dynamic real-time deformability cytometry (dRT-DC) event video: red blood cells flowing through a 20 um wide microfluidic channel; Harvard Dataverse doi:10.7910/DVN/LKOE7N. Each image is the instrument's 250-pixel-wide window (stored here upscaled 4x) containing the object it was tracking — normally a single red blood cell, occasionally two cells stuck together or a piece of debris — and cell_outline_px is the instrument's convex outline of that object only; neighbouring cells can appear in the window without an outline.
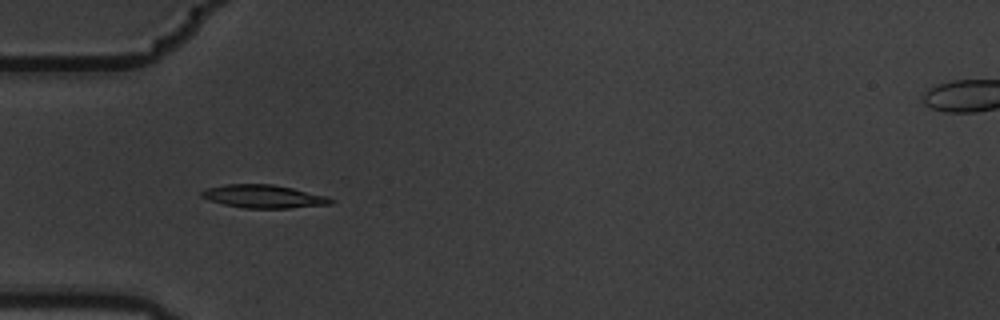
{"species": "common noctule bat (a hibernating species)", "species_latin": "Nyctalus noctula", "temperature_condition": "warm", "stored_images_in_passage": 9, "camera_frame_rate_fps": 3000, "um_per_image_px": 0.085, "animal": {"sex": "male", "body_mass_g": 19.5, "forearm_length_mm": 54.6}, "frame": {"image": 1, "passage_image": 6, "time_ms": 1.667, "image_size_px": [1000, 320], "cell_outline_px": [[336, 200], [332, 204], [288, 208], [244, 208], [224, 204], [208, 200], [200, 196], [200, 192], [204, 188], [224, 184], [272, 184], [292, 188], [328, 196]], "centroid_in_image_um": [22.39, 16.69], "position_along_channel_um": 62.6, "area_um2": 17.57}}
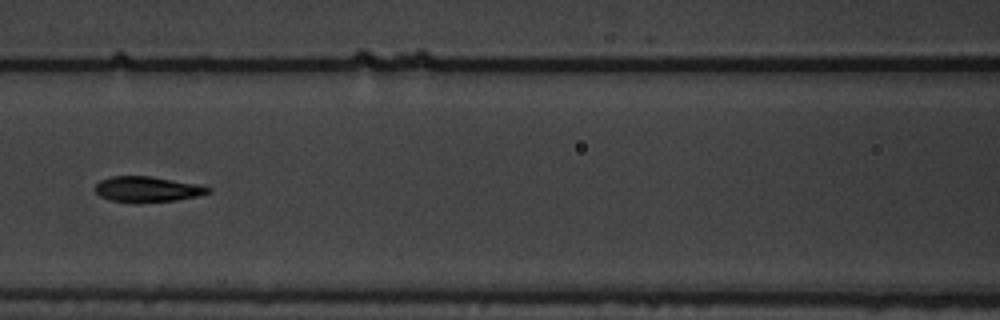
{"frame": {"image": 2, "passage_image": 8, "time_ms": 2.333, "image_size_px": [1000, 320], "cell_outline_px": [[212, 192], [200, 196], [176, 200], [136, 204], [132, 204], [112, 200], [100, 196], [92, 188], [100, 180], [112, 176], [152, 176], [196, 184], [212, 188]], "centroid_in_image_um": [12.51, 16.1], "position_along_channel_um": 154.1, "area_um2": 17.22}}
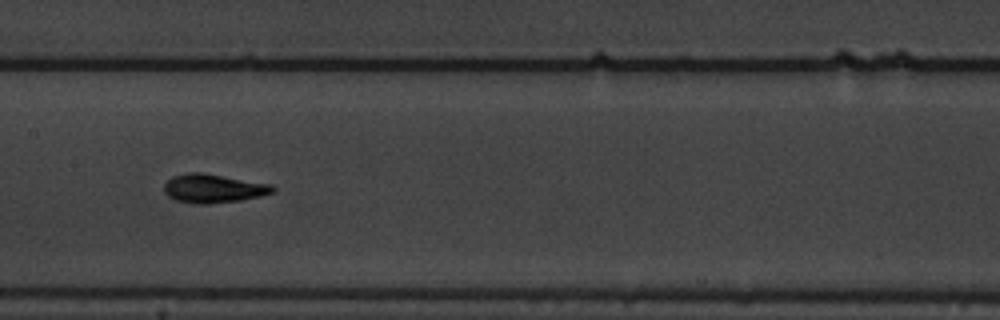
{"frame": {"image": 3, "passage_image": 9, "time_ms": 2.667, "image_size_px": [1000, 320], "cell_outline_px": [[276, 192], [260, 196], [240, 200], [208, 204], [192, 204], [176, 200], [168, 196], [164, 192], [164, 184], [172, 176], [188, 172], [200, 172], [272, 184], [276, 188]], "centroid_in_image_um": [18.14, 16.02], "position_along_channel_um": 189.3, "area_um2": 18.32}}